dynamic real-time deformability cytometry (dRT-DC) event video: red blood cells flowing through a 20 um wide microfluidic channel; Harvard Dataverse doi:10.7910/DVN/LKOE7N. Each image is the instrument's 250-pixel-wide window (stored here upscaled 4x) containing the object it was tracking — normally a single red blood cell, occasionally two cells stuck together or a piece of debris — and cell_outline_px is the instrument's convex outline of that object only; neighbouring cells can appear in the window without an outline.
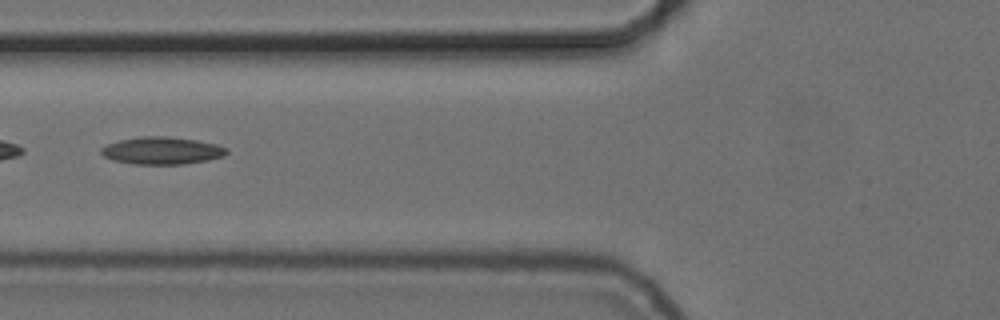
{"species": "common noctule bat (a hibernating species)", "species_latin": "Nyctalus noctula", "temperature_condition": "cold", "stored_images_in_passage": 48, "camera_frame_rate_fps": 3000, "um_per_image_px": 0.085, "animal": {"sex": "female", "body_mass_g": 24.6, "forearm_length_mm": 56.2}, "frame": {"image": 1, "passage_image": 22, "time_ms": 7.0, "image_size_px": [1000, 320], "cell_outline_px": [[228, 152], [224, 156], [208, 160], [184, 164], [132, 164], [112, 160], [104, 156], [100, 152], [100, 148], [108, 144], [120, 140], [140, 136], [168, 136], [196, 140], [216, 144], [228, 148]], "centroid_in_image_um": [13.76, 12.8], "position_along_channel_um": 112.0, "area_um2": 20.11}}
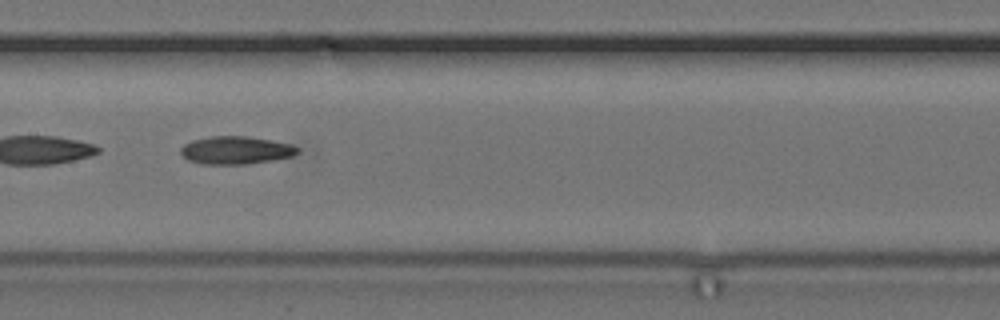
{"frame": {"image": 2, "passage_image": 28, "time_ms": 9.0, "image_size_px": [1000, 320], "cell_outline_px": [[300, 152], [292, 156], [272, 160], [248, 164], [200, 164], [188, 160], [180, 152], [180, 148], [184, 144], [192, 140], [212, 136], [244, 136], [272, 140], [288, 144], [300, 148]], "centroid_in_image_um": [20.03, 12.77], "position_along_channel_um": 187.4, "area_um2": 18.96}}
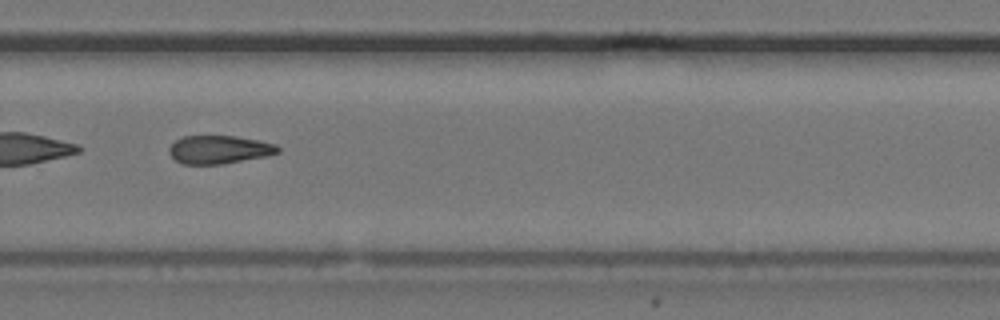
{"frame": {"image": 3, "passage_image": 38, "time_ms": 12.333, "image_size_px": [1000, 320], "cell_outline_px": [[280, 152], [268, 156], [224, 164], [180, 164], [168, 152], [168, 148], [176, 140], [184, 136], [236, 136], [260, 140], [276, 144], [280, 148]], "centroid_in_image_um": [18.66, 12.72], "position_along_channel_um": 311.1, "area_um2": 18.09}, "authors_computed_cell_mechanics": {"area_um2": 19.5075, "velocity_mm_per_s": 3.7353, "shape_relaxation_time_tau1_ms": null, "shape_relaxation_time_tau2_ms": 9.696, "deformation_change_tau1": null, "deformation_change_tau2": 0.1948}}